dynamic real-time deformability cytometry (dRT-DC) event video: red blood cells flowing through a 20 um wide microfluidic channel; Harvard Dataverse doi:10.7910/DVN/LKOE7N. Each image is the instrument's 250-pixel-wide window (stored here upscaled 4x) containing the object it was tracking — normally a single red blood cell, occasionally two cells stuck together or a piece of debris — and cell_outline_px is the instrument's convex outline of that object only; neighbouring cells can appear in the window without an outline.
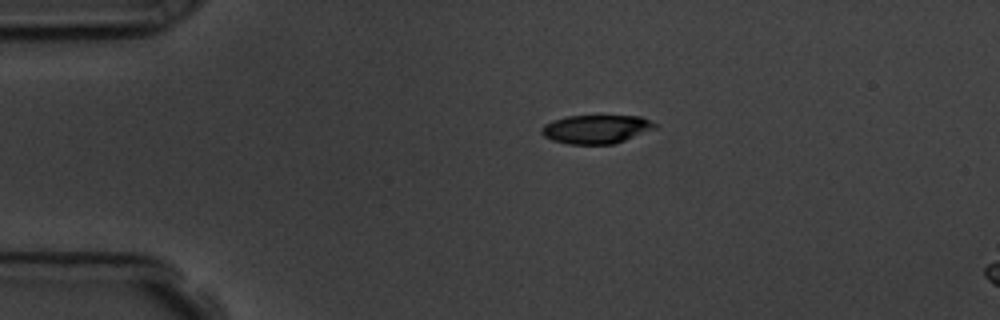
{"species": "common noctule bat (a hibernating species)", "species_latin": "Nyctalus noctula", "temperature_condition": "room temperature", "stored_images_in_passage": 46, "camera_frame_rate_fps": 3000, "um_per_image_px": 0.085, "animal": {"sex": "male", "body_mass_g": 19.5, "forearm_length_mm": 54.6}, "frame": {"image": 1, "passage_image": 1, "time_ms": 0.0, "image_size_px": [1000, 320], "cell_outline_px": [[656, 128], [624, 140], [612, 144], [568, 144], [552, 140], [544, 136], [540, 132], [540, 128], [544, 124], [552, 120], [568, 116], [640, 116], [656, 124]], "centroid_in_image_um": [50.62, 10.98], "position_along_channel_um": 34.4, "area_um2": 18.79}}
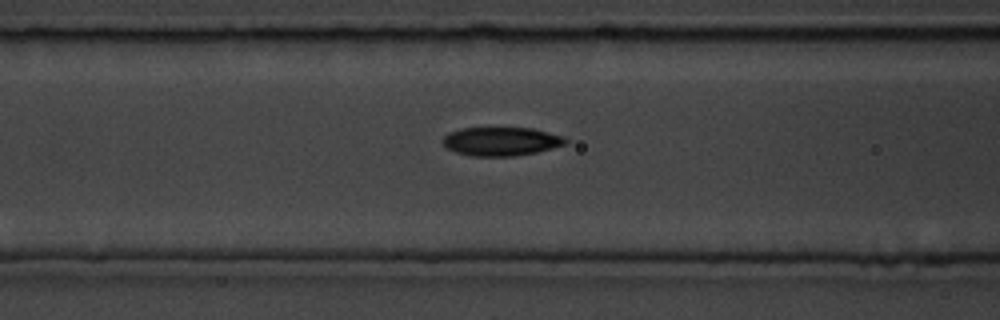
{"frame": {"image": 2, "passage_image": 12, "time_ms": 3.667, "image_size_px": [1000, 320], "cell_outline_px": [[568, 140], [564, 144], [552, 148], [536, 152], [516, 156], [472, 156], [456, 152], [448, 148], [440, 140], [448, 132], [460, 128], [532, 128], [564, 136]], "centroid_in_image_um": [42.57, 12.01], "position_along_channel_um": 124.0, "area_um2": 20.52}}
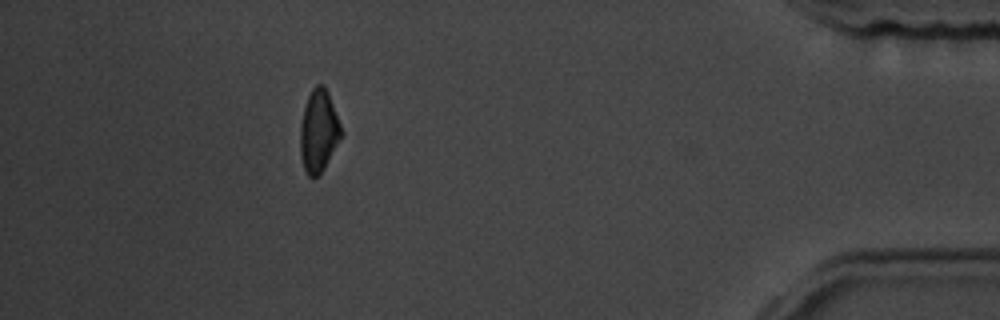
{"frame": {"image": 3, "passage_image": 40, "time_ms": 13.0, "image_size_px": [1000, 320], "cell_outline_px": [[344, 132], [324, 168], [312, 180], [308, 176], [304, 168], [300, 152], [300, 124], [304, 108], [308, 96], [312, 88], [316, 84], [324, 84], [328, 92]], "centroid_in_image_um": [27.09, 11.12], "position_along_channel_um": 408.1, "area_um2": 19.71}, "authors_computed_cell_mechanics": {"area_um2": 20.3167, "velocity_mm_per_s": 3.6151, "shape_relaxation_time_tau1_ms": 2.4026, "shape_relaxation_time_tau2_ms": null, "deformation_change_tau1": 0.1096, "deformation_change_tau2": null}}